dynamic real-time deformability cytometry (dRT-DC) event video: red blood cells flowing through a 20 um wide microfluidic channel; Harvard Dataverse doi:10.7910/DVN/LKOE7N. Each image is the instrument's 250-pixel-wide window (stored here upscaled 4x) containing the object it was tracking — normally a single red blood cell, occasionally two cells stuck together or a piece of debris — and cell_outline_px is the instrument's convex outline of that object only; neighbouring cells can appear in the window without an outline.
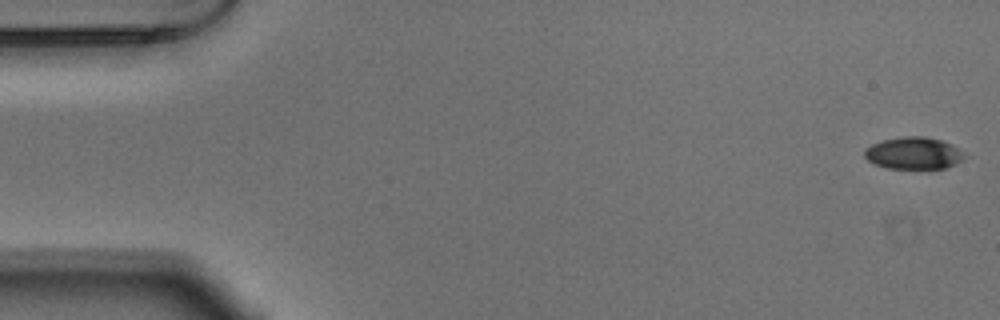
{"species": "Egyptian fruit bat (a non-hibernating species)", "species_latin": "Rousettus aegyptiacus", "temperature_condition": "warm", "stored_images_in_passage": 9, "camera_frame_rate_fps": 3000, "um_per_image_px": 0.085, "animal": {"sex": "male"}, "frame": {"image": 1, "passage_image": 1, "time_ms": 0.0, "image_size_px": [1000, 320], "cell_outline_px": [[968, 156], [956, 164], [948, 168], [888, 168], [876, 164], [868, 160], [864, 156], [864, 148], [872, 144], [884, 140], [904, 136], [924, 136], [940, 140], [952, 144], [964, 152]], "centroid_in_image_um": [77.7, 13.02], "position_along_channel_um": 7.3, "area_um2": 18.73}}